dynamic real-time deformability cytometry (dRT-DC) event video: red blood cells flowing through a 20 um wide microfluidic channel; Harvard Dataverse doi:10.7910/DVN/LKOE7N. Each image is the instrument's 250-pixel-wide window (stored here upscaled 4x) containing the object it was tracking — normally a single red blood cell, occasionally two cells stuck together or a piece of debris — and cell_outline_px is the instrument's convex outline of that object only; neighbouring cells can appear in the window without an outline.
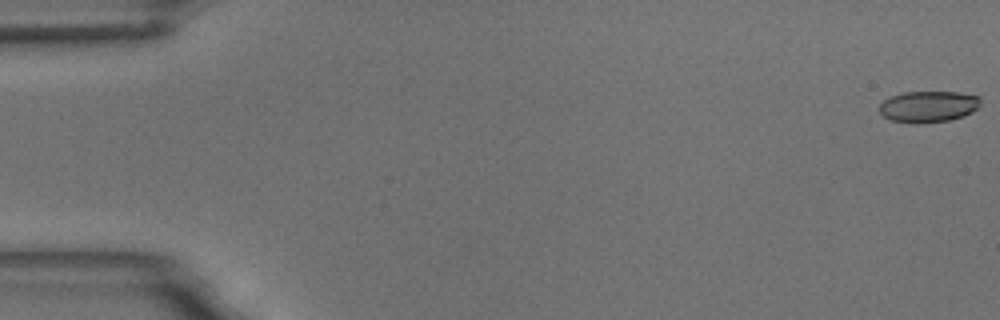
{"species": "common noctule bat (a hibernating species)", "species_latin": "Nyctalus noctula", "temperature_condition": "room temperature", "stored_images_in_passage": 59, "camera_frame_rate_fps": 3000, "um_per_image_px": 0.085, "animal": {"sex": "male", "body_mass_g": 18.8}, "frame": {"image": 1, "passage_image": 1, "time_ms": 0.0, "image_size_px": [1000, 320], "cell_outline_px": [[980, 108], [964, 116], [948, 120], [916, 124], [892, 120], [884, 116], [880, 112], [880, 104], [884, 100], [892, 96], [904, 92], [960, 92], [980, 96]], "centroid_in_image_um": [78.96, 9.05], "position_along_channel_um": 6.0, "area_um2": 18.5}}
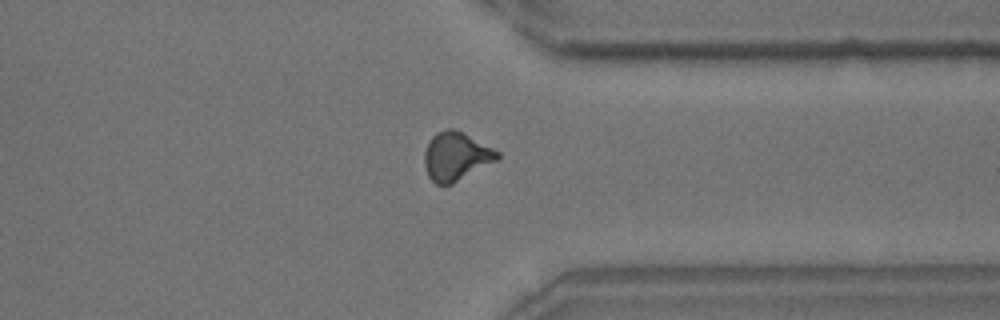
{"frame": {"image": 2, "passage_image": 46, "time_ms": 15.0, "image_size_px": [1000, 320], "cell_outline_px": [[500, 156], [496, 160], [452, 184], [436, 184], [428, 176], [424, 164], [424, 152], [432, 136], [436, 132], [448, 128], [452, 128], [464, 132], [500, 152]], "centroid_in_image_um": [38.75, 13.27], "position_along_channel_um": 372.7, "area_um2": 20.46}}
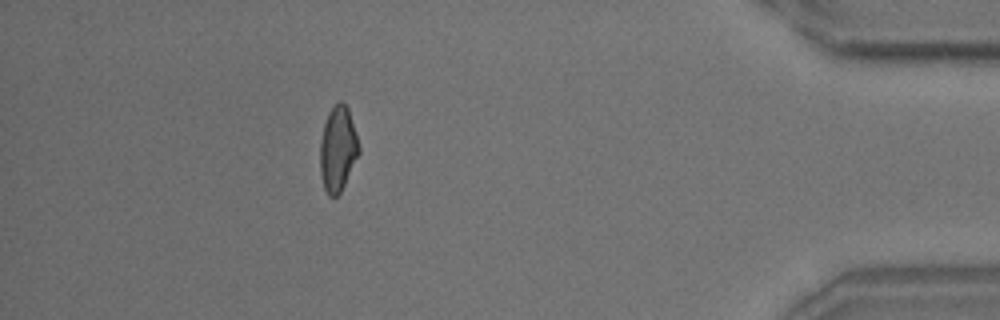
{"frame": {"image": 3, "passage_image": 53, "time_ms": 17.333, "image_size_px": [1000, 320], "cell_outline_px": [[360, 152], [340, 192], [336, 196], [328, 196], [324, 188], [320, 176], [320, 144], [324, 124], [328, 112], [340, 100], [348, 108], [360, 148]], "centroid_in_image_um": [28.7, 12.67], "position_along_channel_um": 406.5, "area_um2": 19.02}, "authors_computed_cell_mechanics": {"area_um2": 19.5364, "velocity_mm_per_s": 3.4562, "shape_relaxation_time_tau1_ms": 7.5141, "shape_relaxation_time_tau2_ms": 2.2156, "deformation_change_tau1": 0.1603, "deformation_change_tau2": 0.0801}}